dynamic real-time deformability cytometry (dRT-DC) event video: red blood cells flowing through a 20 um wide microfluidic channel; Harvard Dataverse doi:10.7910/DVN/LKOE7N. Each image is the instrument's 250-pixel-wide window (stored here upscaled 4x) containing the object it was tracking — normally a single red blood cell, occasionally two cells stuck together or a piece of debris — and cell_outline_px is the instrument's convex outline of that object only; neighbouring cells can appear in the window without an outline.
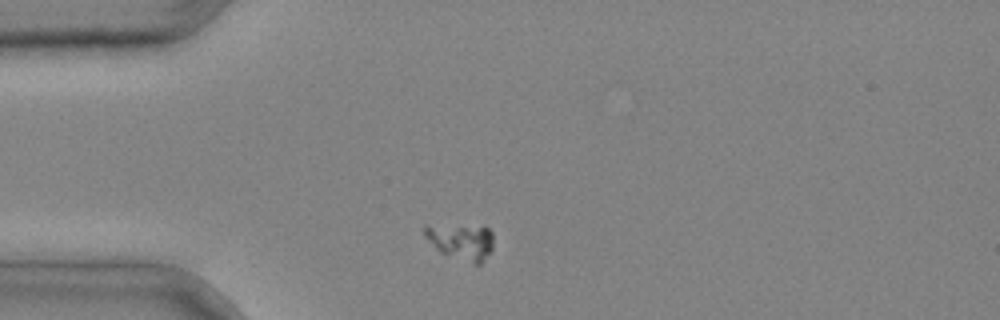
{"species": "common noctule bat (a hibernating species)", "species_latin": "Nyctalus noctula", "temperature_condition": "cold", "stored_images_in_passage": 2, "segment_of_instrument_passage": [1, 2], "camera_frame_rate_fps": 3000, "um_per_image_px": 0.085, "animal": {"sex": "male", "body_mass_g": 20.4}, "frame": {"image": 1, "passage_image": 1, "time_ms": 0.0, "image_size_px": [1000, 320], "cell_outline_px": [[492, 248], [480, 264], [472, 264], [440, 252], [424, 236], [424, 224], [484, 224], [492, 232]], "centroid_in_image_um": [39.18, 20.46], "position_along_channel_um": 45.8, "area_um2": 15.03}}